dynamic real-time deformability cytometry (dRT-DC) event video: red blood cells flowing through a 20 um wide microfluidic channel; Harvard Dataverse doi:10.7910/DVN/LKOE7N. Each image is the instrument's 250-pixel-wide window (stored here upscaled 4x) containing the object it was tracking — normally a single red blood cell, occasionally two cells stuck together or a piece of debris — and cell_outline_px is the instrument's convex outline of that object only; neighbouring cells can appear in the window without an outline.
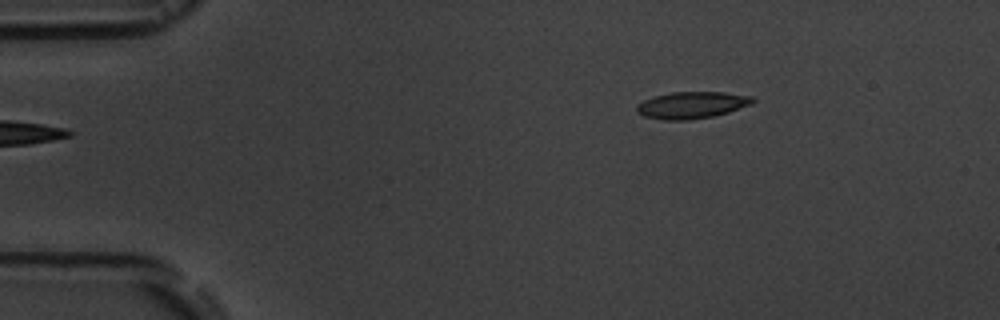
{"species": "common noctule bat (a hibernating species)", "species_latin": "Nyctalus noctula", "temperature_condition": "room temperature", "stored_images_in_passage": 4, "camera_frame_rate_fps": 3000, "um_per_image_px": 0.085, "animal": {"sex": "male", "body_mass_g": 19.5, "forearm_length_mm": 54.6}, "frame": {"image": 1, "passage_image": 1, "time_ms": 0.0, "image_size_px": [1000, 320], "cell_outline_px": [[756, 100], [752, 104], [728, 112], [712, 116], [688, 120], [664, 120], [644, 116], [636, 112], [636, 104], [652, 96], [672, 92], [724, 92], [752, 96]], "centroid_in_image_um": [58.78, 8.92], "position_along_channel_um": 26.2, "area_um2": 18.21}}